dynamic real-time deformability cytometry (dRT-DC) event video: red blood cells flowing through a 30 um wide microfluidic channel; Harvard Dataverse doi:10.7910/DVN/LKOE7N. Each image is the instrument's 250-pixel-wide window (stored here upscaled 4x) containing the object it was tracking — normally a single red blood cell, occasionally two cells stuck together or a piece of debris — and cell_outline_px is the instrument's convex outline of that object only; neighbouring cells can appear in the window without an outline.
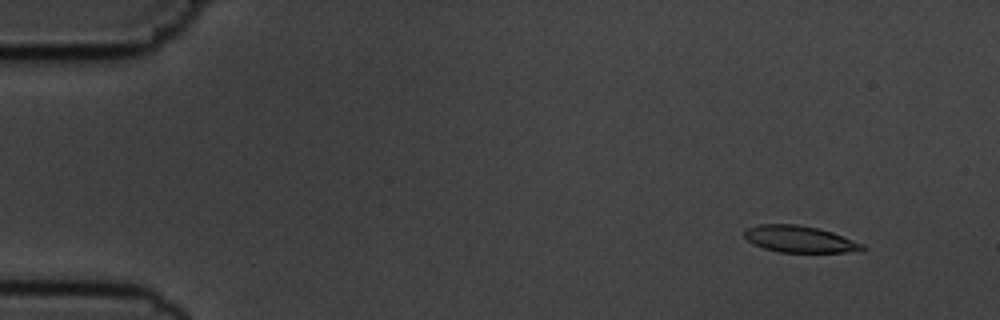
{"species": "common noctule bat (a hibernating species)", "species_latin": "Nyctalus noctula", "temperature_condition": "cold", "stored_images_in_passage": 5, "camera_frame_rate_fps": 3000, "um_per_image_px": 0.085, "animal": {"sex": "male", "body_mass_g": 19.5, "forearm_length_mm": 54.6}, "frame": {"image": 1, "passage_image": 1, "time_ms": 0.0, "image_size_px": [1000, 320], "cell_outline_px": [[868, 248], [844, 252], [780, 252], [764, 248], [752, 244], [744, 236], [744, 232], [748, 228], [760, 224], [796, 224], [816, 228], [832, 232], [864, 244]], "centroid_in_image_um": [67.95, 20.32], "position_along_channel_um": 17.1, "area_um2": 18.09}}